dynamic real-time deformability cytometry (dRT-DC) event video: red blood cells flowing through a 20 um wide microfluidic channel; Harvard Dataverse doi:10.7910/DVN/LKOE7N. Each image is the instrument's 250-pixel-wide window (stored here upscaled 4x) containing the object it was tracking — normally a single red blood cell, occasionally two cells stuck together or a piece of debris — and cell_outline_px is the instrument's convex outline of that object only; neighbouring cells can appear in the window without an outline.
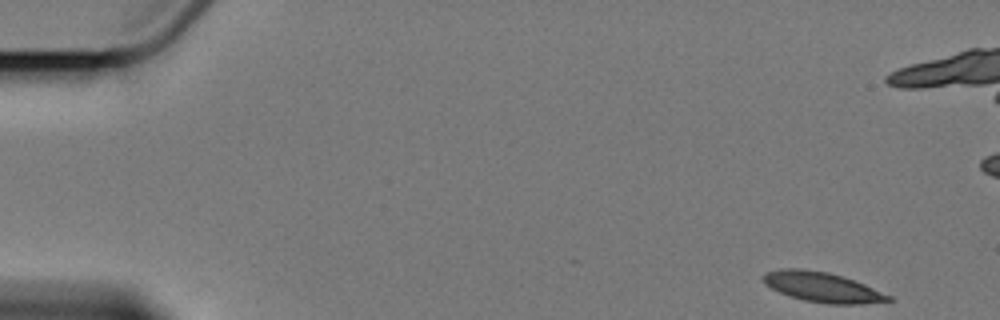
{"species": "Egyptian fruit bat (a non-hibernating species)", "species_latin": "Rousettus aegyptiacus", "temperature_condition": "cold", "stored_images_in_passage": 5, "camera_frame_rate_fps": 3000, "um_per_image_px": 0.085, "animal": {"sex": "female"}, "frame": {"image": 1, "passage_image": 1, "time_ms": 0.0, "image_size_px": [1000, 320], "cell_outline_px": [[892, 300], [864, 304], [824, 304], [804, 300], [788, 296], [764, 284], [764, 272], [780, 268], [800, 268], [828, 272], [864, 284], [892, 296]], "centroid_in_image_um": [69.87, 24.41], "position_along_channel_um": 15.1, "area_um2": 21.79}}